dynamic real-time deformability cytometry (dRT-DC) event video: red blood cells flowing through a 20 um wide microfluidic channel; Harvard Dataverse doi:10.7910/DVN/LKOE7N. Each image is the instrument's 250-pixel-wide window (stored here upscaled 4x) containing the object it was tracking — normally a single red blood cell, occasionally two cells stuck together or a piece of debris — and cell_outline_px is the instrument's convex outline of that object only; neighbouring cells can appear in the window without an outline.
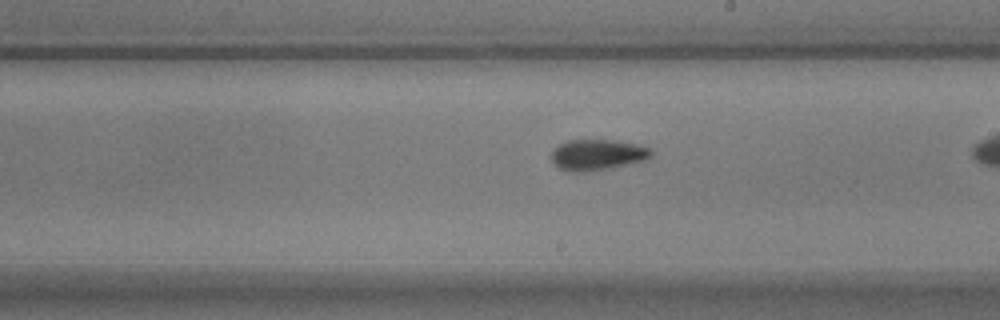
{"species": "common noctule bat (a hibernating species)", "species_latin": "Nyctalus noctula", "temperature_condition": "warm", "stored_images_in_passage": 27, "camera_frame_rate_fps": 3000, "um_per_image_px": 0.085, "animal": {"sex": "male", "body_mass_g": 17.9}, "frame": {"image": 1, "passage_image": 16, "time_ms": 5.0, "image_size_px": [1000, 320], "cell_outline_px": [[652, 156], [648, 160], [608, 168], [584, 172], [572, 172], [560, 168], [552, 164], [552, 148], [568, 140], [612, 140], [636, 144], [648, 148], [652, 152]], "centroid_in_image_um": [50.76, 13.16], "position_along_channel_um": 238.2, "area_um2": 17.92}}
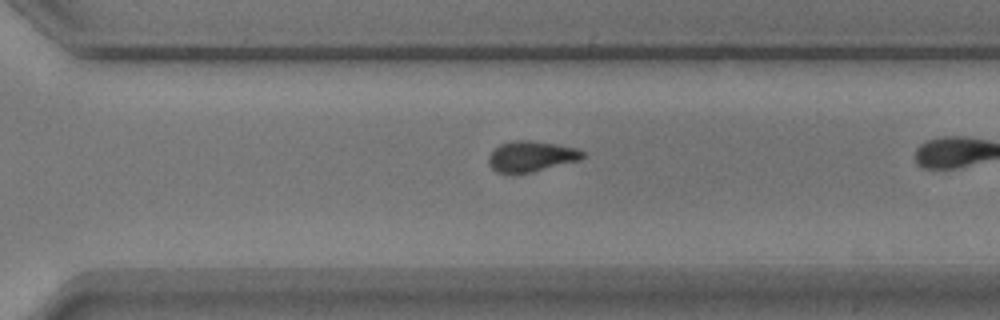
{"frame": {"image": 2, "passage_image": 23, "time_ms": 7.333, "image_size_px": [1000, 320], "cell_outline_px": [[584, 156], [580, 160], [532, 172], [512, 176], [508, 176], [496, 172], [488, 164], [488, 156], [500, 144], [512, 140], [528, 140], [556, 144], [576, 148], [584, 152]], "centroid_in_image_um": [45.1, 13.33], "position_along_channel_um": 325.5, "area_um2": 17.17}}